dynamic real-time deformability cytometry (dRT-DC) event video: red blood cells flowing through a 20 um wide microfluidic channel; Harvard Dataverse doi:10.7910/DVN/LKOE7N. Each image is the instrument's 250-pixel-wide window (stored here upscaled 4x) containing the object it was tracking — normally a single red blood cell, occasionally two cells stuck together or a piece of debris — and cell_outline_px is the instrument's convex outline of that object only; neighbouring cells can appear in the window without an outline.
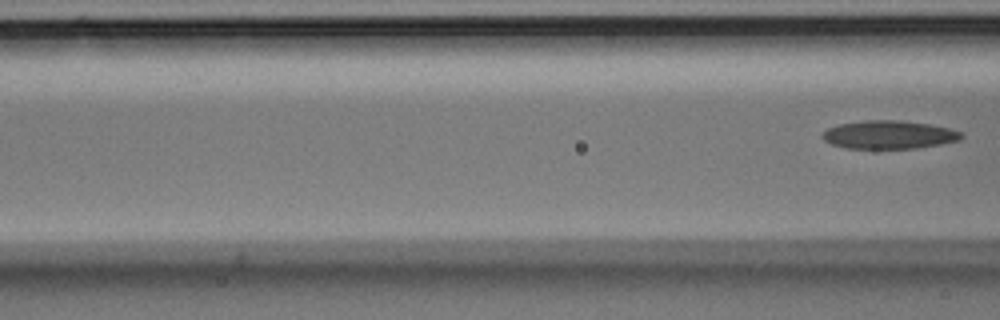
{"species": "Egyptian fruit bat (a non-hibernating species)", "species_latin": "Rousettus aegyptiacus", "temperature_condition": "room temperature", "stored_images_in_passage": 6, "segment_of_instrument_passage": [2, 2], "camera_frame_rate_fps": 3000, "um_per_image_px": 0.085, "animal": {"sex": "male"}, "frame": {"image": 1, "passage_image": 6, "time_ms": 1.667, "image_size_px": [1000, 320], "cell_outline_px": [[964, 136], [960, 140], [940, 144], [916, 148], [844, 148], [832, 144], [824, 140], [820, 136], [828, 128], [840, 124], [868, 120], [896, 120], [928, 124], [952, 128], [960, 132]], "centroid_in_image_um": [75.57, 11.45], "position_along_channel_um": 91.0, "area_um2": 22.72}}